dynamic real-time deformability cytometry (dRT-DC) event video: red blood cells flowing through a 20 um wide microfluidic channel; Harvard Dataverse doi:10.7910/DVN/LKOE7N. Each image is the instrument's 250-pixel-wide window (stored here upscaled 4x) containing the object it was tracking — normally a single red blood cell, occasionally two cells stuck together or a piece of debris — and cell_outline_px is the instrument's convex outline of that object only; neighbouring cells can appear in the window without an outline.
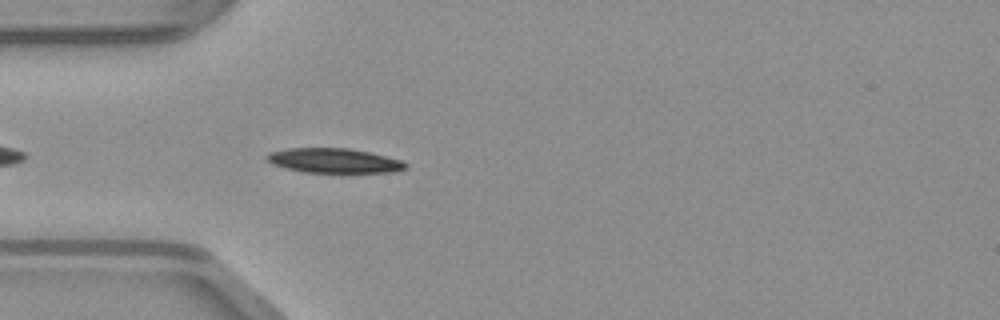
{"species": "common noctule bat (a hibernating species)", "species_latin": "Nyctalus noctula", "temperature_condition": "warm", "stored_images_in_passage": 26, "camera_frame_rate_fps": 3000, "um_per_image_px": 0.085, "animal": {"sex": "male", "body_mass_g": 23.1, "forearm_length_mm": 52.7}, "frame": {"image": 1, "passage_image": 5, "time_ms": 1.333, "image_size_px": [1000, 320], "cell_outline_px": [[408, 168], [392, 172], [304, 172], [272, 164], [264, 156], [272, 152], [288, 148], [348, 148], [368, 152], [400, 160], [408, 164]], "centroid_in_image_um": [28.4, 13.65], "position_along_channel_um": 56.6, "area_um2": 19.59}}
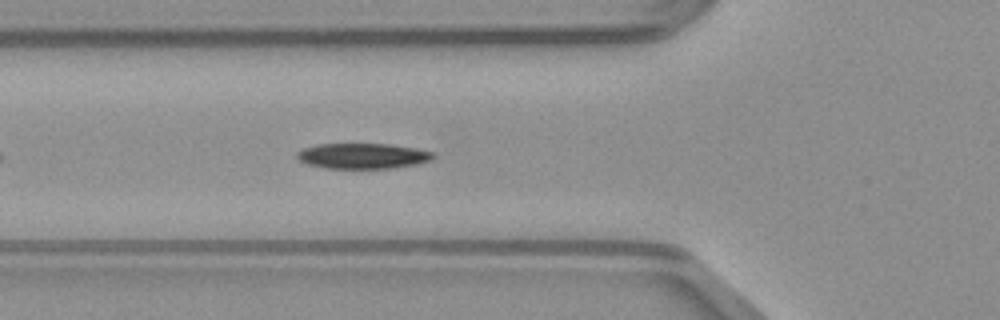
{"frame": {"image": 2, "passage_image": 8, "time_ms": 2.333, "image_size_px": [1000, 320], "cell_outline_px": [[436, 156], [432, 160], [416, 164], [392, 168], [324, 168], [308, 164], [300, 160], [296, 156], [296, 152], [304, 148], [316, 144], [388, 144], [416, 148], [436, 152]], "centroid_in_image_um": [30.87, 13.25], "position_along_channel_um": 94.9, "area_um2": 20.29}}
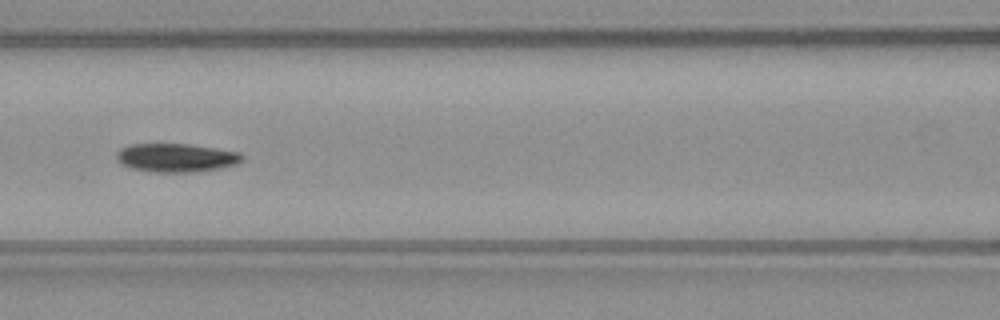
{"frame": {"image": 3, "passage_image": 12, "time_ms": 3.667, "image_size_px": [1000, 320], "cell_outline_px": [[244, 160], [236, 164], [220, 168], [196, 172], [152, 172], [132, 168], [116, 160], [116, 152], [120, 148], [128, 144], [188, 144], [216, 148], [240, 152], [244, 156]], "centroid_in_image_um": [14.99, 13.4], "position_along_channel_um": 151.6, "area_um2": 21.04}}